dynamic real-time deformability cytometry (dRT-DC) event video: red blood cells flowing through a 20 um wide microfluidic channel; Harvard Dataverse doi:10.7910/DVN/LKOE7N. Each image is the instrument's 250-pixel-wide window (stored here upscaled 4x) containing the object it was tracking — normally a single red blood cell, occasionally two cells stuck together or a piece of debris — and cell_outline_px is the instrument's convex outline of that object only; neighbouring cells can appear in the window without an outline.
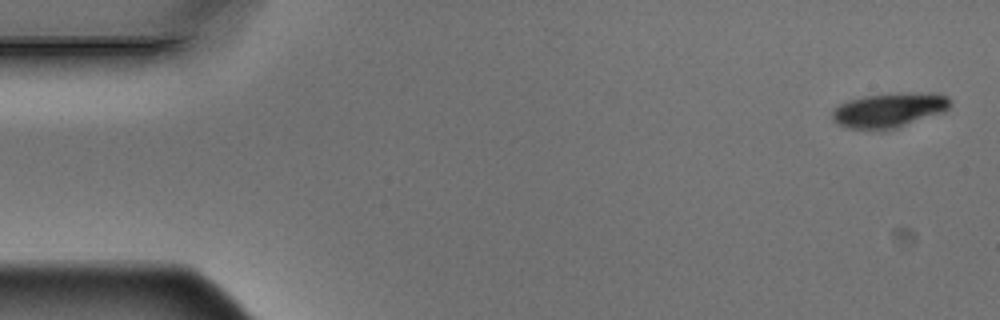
{"species": "Egyptian fruit bat (a non-hibernating species)", "species_latin": "Rousettus aegyptiacus", "temperature_condition": "warm", "stored_images_in_passage": 5, "camera_frame_rate_fps": 3000, "um_per_image_px": 0.085, "animal": {"sex": "male"}, "frame": {"image": 1, "passage_image": 1, "time_ms": 0.0, "image_size_px": [1000, 320], "cell_outline_px": [[952, 104], [944, 112], [884, 132], [880, 132], [848, 128], [836, 124], [832, 120], [832, 112], [840, 104], [848, 100], [864, 96], [900, 92], [940, 92], [948, 96], [952, 100]], "centroid_in_image_um": [75.61, 9.37], "position_along_channel_um": 9.4, "area_um2": 24.68}}
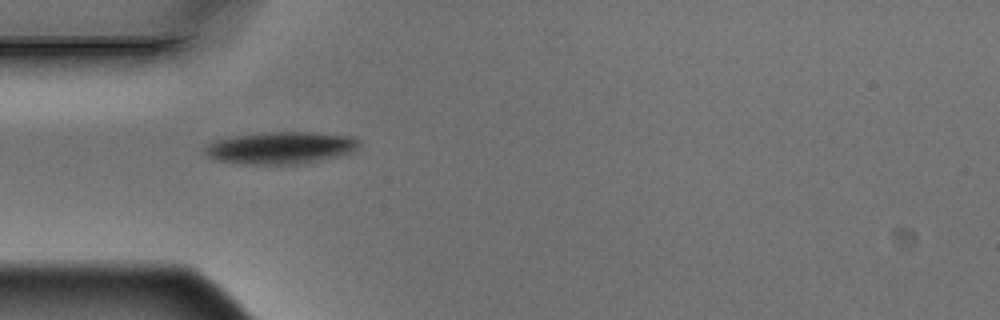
{"frame": {"image": 2, "passage_image": 5, "time_ms": 1.333, "image_size_px": [1000, 320], "cell_outline_px": [[360, 144], [356, 152], [340, 156], [296, 164], [248, 164], [216, 160], [208, 156], [204, 152], [204, 148], [212, 140], [228, 136], [260, 132], [312, 132], [352, 136], [360, 140]], "centroid_in_image_um": [23.86, 12.54], "position_along_channel_um": 61.1, "area_um2": 29.3}}